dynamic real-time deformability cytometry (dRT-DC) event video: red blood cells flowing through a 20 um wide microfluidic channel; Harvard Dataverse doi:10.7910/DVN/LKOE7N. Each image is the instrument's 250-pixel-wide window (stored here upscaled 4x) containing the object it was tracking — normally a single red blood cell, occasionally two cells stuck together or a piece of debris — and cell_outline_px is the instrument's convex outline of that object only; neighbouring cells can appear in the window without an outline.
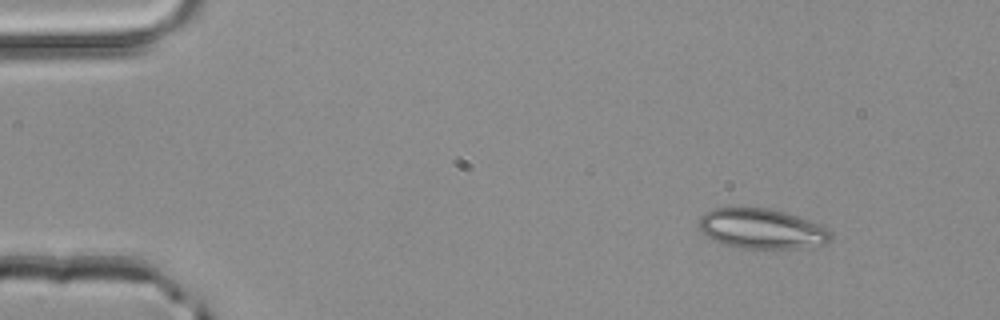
{"species": "common noctule bat (a hibernating species)", "species_latin": "Nyctalus noctula", "temperature_condition": "room temperature", "stored_images_in_passage": 3, "camera_frame_rate_fps": 3000, "um_per_image_px": 0.085, "animal": {"sex": "male", "body_mass_g": 20.4}, "frame": {"image": 1, "passage_image": 1, "time_ms": 0.0, "image_size_px": [1000, 320], "cell_outline_px": [[832, 240], [828, 244], [800, 248], [740, 248], [724, 244], [712, 240], [696, 228], [700, 216], [704, 212], [716, 208], [768, 208], [784, 212], [796, 216], [828, 228], [832, 232]], "centroid_in_image_um": [64.73, 19.45], "position_along_channel_um": 20.3, "area_um2": 30.98}}